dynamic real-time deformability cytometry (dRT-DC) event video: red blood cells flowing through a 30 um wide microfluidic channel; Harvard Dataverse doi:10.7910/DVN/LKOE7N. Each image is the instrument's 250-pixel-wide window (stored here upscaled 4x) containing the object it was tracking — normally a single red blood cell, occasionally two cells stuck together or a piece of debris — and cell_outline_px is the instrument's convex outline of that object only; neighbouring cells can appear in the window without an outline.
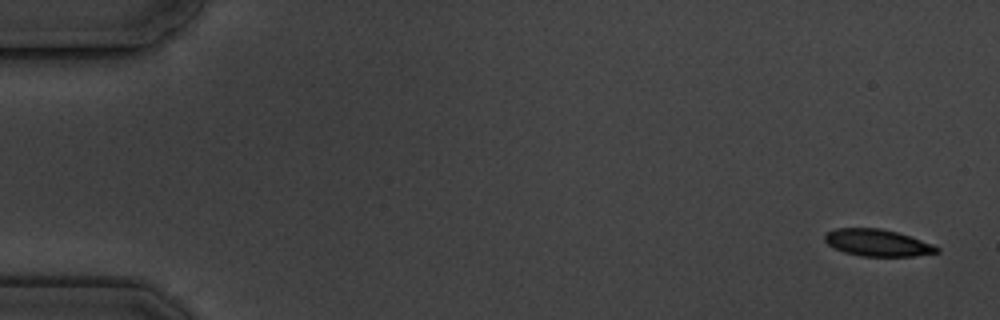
{"species": "common noctule bat (a hibernating species)", "species_latin": "Nyctalus noctula", "temperature_condition": "cold", "stored_images_in_passage": 15, "camera_frame_rate_fps": 3000, "um_per_image_px": 0.085, "animal": {"sex": "male", "body_mass_g": 19.5, "forearm_length_mm": 54.6}, "frame": {"image": 1, "passage_image": 1, "time_ms": 0.0, "image_size_px": [1000, 320], "cell_outline_px": [[940, 252], [916, 256], [860, 256], [844, 252], [828, 244], [824, 240], [824, 232], [836, 228], [880, 228], [896, 232], [932, 244], [940, 248]], "centroid_in_image_um": [74.56, 20.63], "position_along_channel_um": 10.4, "area_um2": 17.51}}
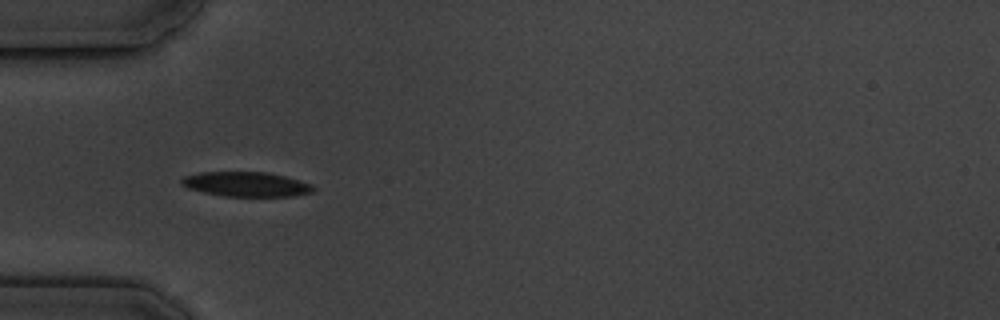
{"frame": {"image": 2, "passage_image": 5, "time_ms": 5.333, "image_size_px": [1000, 320], "cell_outline_px": [[316, 188], [312, 192], [292, 196], [224, 196], [204, 192], [188, 188], [180, 184], [180, 180], [184, 176], [200, 172], [268, 172], [300, 180], [312, 184]], "centroid_in_image_um": [20.93, 15.65], "position_along_channel_um": 64.1, "area_um2": 18.96}}
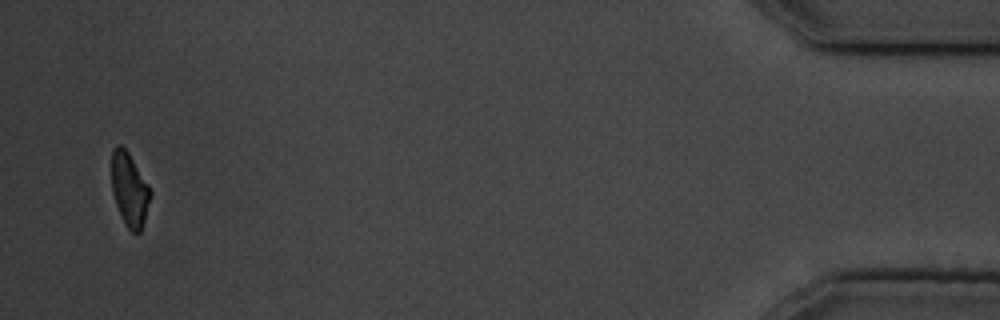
{"frame": {"image": 3, "passage_image": 15, "time_ms": 18.0, "image_size_px": [1000, 320], "cell_outline_px": [[152, 196], [140, 232], [132, 232], [124, 224], [116, 204], [112, 192], [112, 148], [116, 144], [120, 144], [128, 152], [148, 184], [152, 192]], "centroid_in_image_um": [11.01, 16.1], "position_along_channel_um": 424.2, "area_um2": 16.59}, "authors_computed_cell_mechanics": {"area_um2": 18.9584, "velocity_mm_per_s": 3.4875, "shape_relaxation_time_tau1_ms": 3.0129, "shape_relaxation_time_tau2_ms": null, "deformation_change_tau1": 0.0792, "deformation_change_tau2": null}}